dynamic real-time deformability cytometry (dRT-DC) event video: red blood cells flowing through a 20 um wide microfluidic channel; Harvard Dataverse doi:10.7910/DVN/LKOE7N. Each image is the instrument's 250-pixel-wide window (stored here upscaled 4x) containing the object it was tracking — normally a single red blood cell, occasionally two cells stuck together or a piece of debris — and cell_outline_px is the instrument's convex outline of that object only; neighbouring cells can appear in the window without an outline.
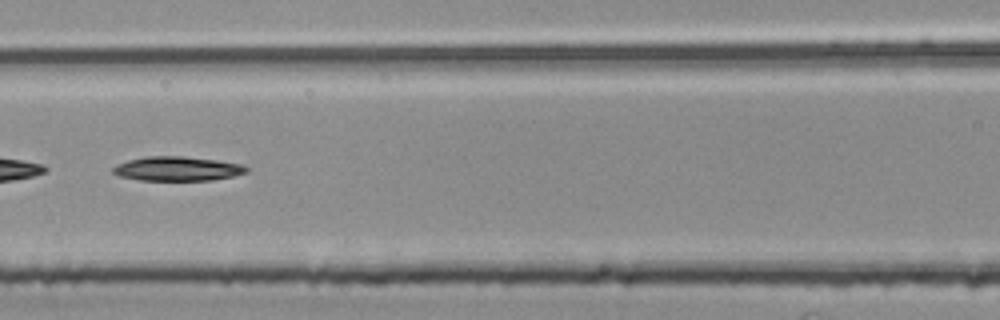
{"species": "common noctule bat (a hibernating species)", "species_latin": "Nyctalus noctula", "temperature_condition": "room temperature", "stored_images_in_passage": 54, "camera_frame_rate_fps": 3000, "um_per_image_px": 0.085, "animal": {"sex": "female", "body_mass_g": 25.1}, "frame": {"image": 1, "passage_image": 24, "time_ms": 7.667, "image_size_px": [1000, 320], "cell_outline_px": [[248, 172], [232, 176], [212, 180], [140, 180], [120, 176], [112, 172], [112, 168], [128, 160], [144, 156], [184, 156], [216, 160], [240, 164], [248, 168]], "centroid_in_image_um": [15.07, 14.34], "position_along_channel_um": 151.5, "area_um2": 18.73}}
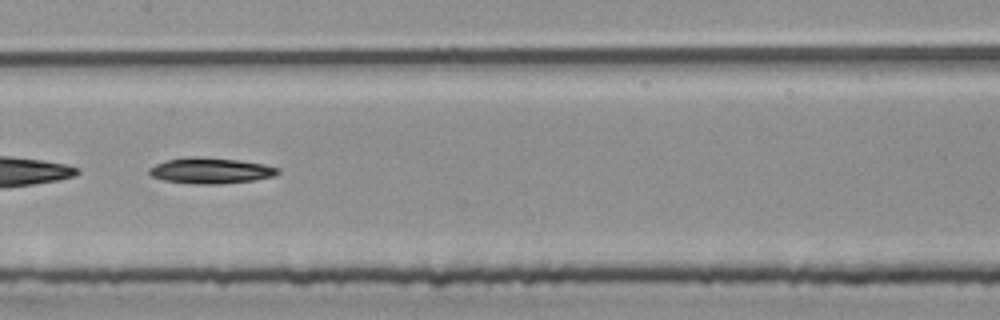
{"frame": {"image": 2, "passage_image": 27, "time_ms": 8.667, "image_size_px": [1000, 320], "cell_outline_px": [[280, 172], [272, 176], [252, 180], [220, 184], [196, 184], [164, 180], [152, 176], [148, 172], [148, 168], [156, 164], [168, 160], [188, 156], [196, 156], [240, 160], [264, 164], [280, 168]], "centroid_in_image_um": [17.9, 14.49], "position_along_channel_um": 189.5, "area_um2": 19.31}}
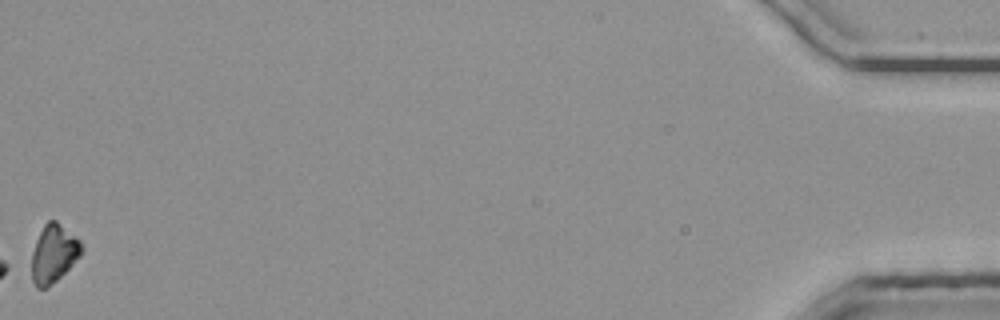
{"frame": {"image": 3, "passage_image": 54, "time_ms": 17.667, "image_size_px": [1000, 320], "cell_outline_px": [[84, 248], [80, 256], [48, 288], [36, 288], [32, 280], [32, 252], [36, 240], [44, 224], [48, 220], [56, 220], [76, 236], [84, 244]], "centroid_in_image_um": [4.57, 21.54], "position_along_channel_um": 430.6, "area_um2": 16.88}, "authors_computed_cell_mechanics": {"area_um2": 19.2474, "velocity_mm_per_s": 3.7962, "shape_relaxation_time_tau1_ms": 9.3541, "shape_relaxation_time_tau2_ms": null, "deformation_change_tau1": 0.2097, "deformation_change_tau2": null}}